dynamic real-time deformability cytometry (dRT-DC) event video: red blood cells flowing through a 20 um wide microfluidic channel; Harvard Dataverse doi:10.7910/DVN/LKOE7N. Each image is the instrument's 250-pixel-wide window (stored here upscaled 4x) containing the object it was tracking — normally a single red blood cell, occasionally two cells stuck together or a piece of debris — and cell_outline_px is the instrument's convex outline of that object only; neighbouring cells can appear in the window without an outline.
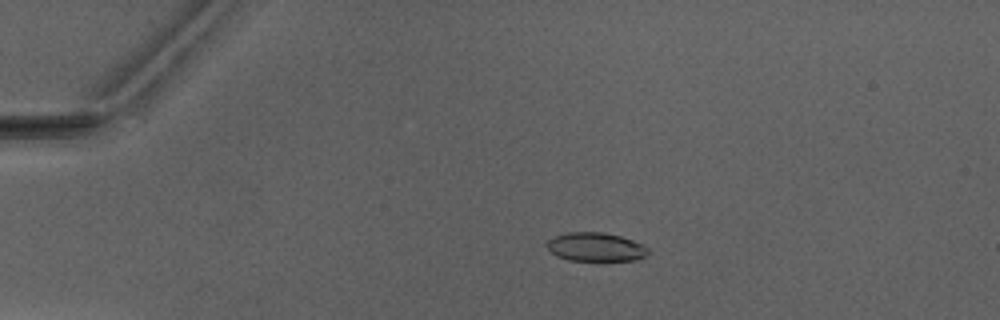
{"species": "Egyptian fruit bat (a non-hibernating species)", "species_latin": "Rousettus aegyptiacus", "temperature_condition": "warm", "stored_images_in_passage": 6, "camera_frame_rate_fps": 3000, "um_per_image_px": 0.085, "animal": {"sex": "male"}, "frame": {"image": 1, "passage_image": 4, "time_ms": 3.667, "image_size_px": [1000, 320], "cell_outline_px": [[648, 252], [644, 256], [636, 260], [568, 260], [556, 256], [544, 244], [552, 236], [568, 232], [604, 232], [620, 236], [632, 240], [648, 248]], "centroid_in_image_um": [50.57, 20.98], "position_along_channel_um": 34.4, "area_um2": 16.88}}
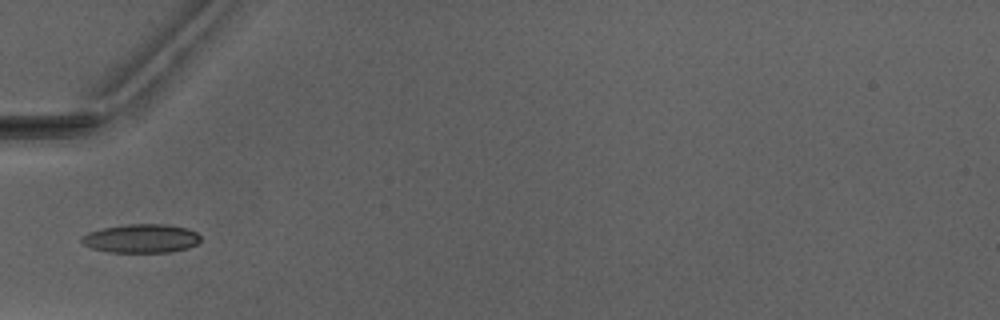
{"frame": {"image": 2, "passage_image": 6, "time_ms": 6.0, "image_size_px": [1000, 320], "cell_outline_px": [[200, 240], [196, 244], [188, 248], [168, 252], [108, 252], [92, 248], [80, 244], [80, 236], [88, 232], [104, 228], [124, 224], [164, 224], [184, 228], [196, 232], [200, 236]], "centroid_in_image_um": [11.94, 20.27], "position_along_channel_um": 73.1, "area_um2": 19.94}}